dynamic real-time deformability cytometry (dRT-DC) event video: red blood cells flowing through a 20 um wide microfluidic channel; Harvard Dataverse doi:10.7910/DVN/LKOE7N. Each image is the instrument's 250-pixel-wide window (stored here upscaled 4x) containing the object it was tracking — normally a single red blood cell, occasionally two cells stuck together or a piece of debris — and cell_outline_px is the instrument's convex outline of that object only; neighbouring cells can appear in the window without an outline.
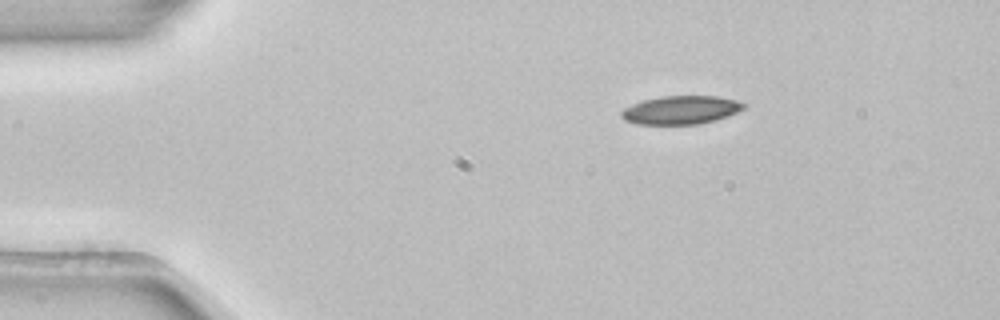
{"species": "common noctule bat (a hibernating species)", "species_latin": "Nyctalus noctula", "temperature_condition": "room temperature", "stored_images_in_passage": 4, "camera_frame_rate_fps": 3000, "um_per_image_px": 0.085, "animal": {"sex": "female", "body_mass_g": 22.7, "forearm_length_mm": 54.2}, "frame": {"image": 1, "passage_image": 1, "time_ms": 0.0, "image_size_px": [1000, 320], "cell_outline_px": [[748, 104], [744, 108], [728, 116], [716, 120], [700, 124], [636, 124], [624, 120], [620, 116], [620, 112], [624, 108], [632, 104], [644, 100], [660, 96], [716, 96], [736, 100]], "centroid_in_image_um": [57.87, 9.35], "position_along_channel_um": 27.1, "area_um2": 20.35}}
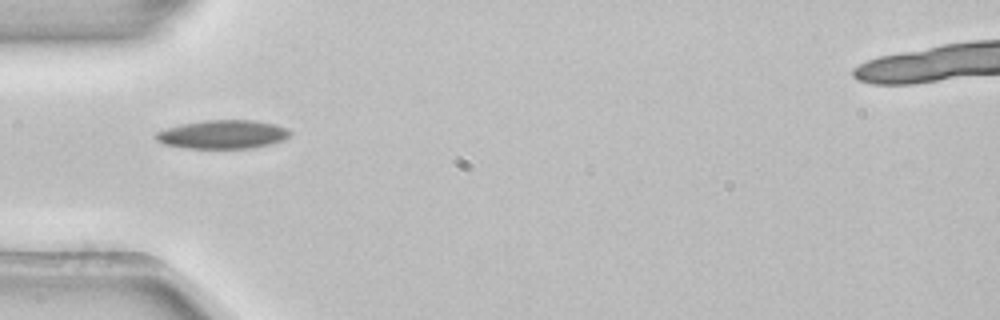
{"frame": {"image": 2, "passage_image": 2, "time_ms": 0.333, "image_size_px": [1000, 320], "cell_outline_px": [[292, 132], [284, 140], [252, 148], [184, 148], [164, 144], [156, 140], [152, 136], [156, 132], [180, 124], [204, 120], [256, 120], [276, 124], [288, 128]], "centroid_in_image_um": [18.93, 11.41], "position_along_channel_um": 66.1, "area_um2": 22.54}}